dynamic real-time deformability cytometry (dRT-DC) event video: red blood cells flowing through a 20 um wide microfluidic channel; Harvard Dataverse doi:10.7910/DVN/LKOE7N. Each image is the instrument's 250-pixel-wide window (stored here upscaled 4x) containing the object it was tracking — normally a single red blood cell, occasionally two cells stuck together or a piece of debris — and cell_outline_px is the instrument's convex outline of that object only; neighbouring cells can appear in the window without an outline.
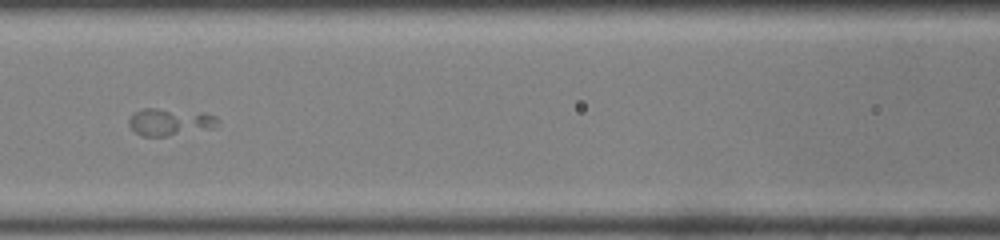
{"species": "common noctule bat (a hibernating species)", "species_latin": "Nyctalus noctula", "temperature_condition": "room temperature", "stored_images_in_passage": 36, "camera_frame_rate_fps": 3000, "um_per_image_px": 0.085, "animal": {"sex": "male", "body_mass_g": 19.0, "forearm_length_mm": 50.8}, "frame": {"image": 1, "passage_image": 9, "time_ms": 2.667, "image_size_px": [1000, 240], "cell_outline_px": [[220, 124], [216, 128], [168, 136], [140, 136], [128, 124], [128, 120], [132, 112], [144, 108], [156, 108], [204, 112], [216, 116], [220, 120]], "centroid_in_image_um": [14.49, 10.36], "position_along_channel_um": 152.1, "area_um2": 14.51}}
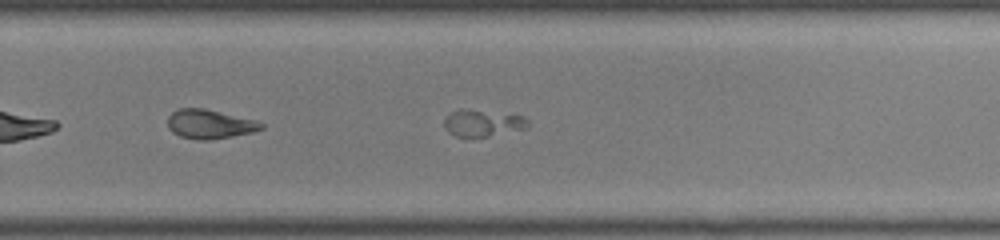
{"frame": {"image": 2, "passage_image": 19, "time_ms": 6.0, "image_size_px": [1000, 240], "cell_outline_px": [[528, 128], [488, 136], [456, 136], [448, 132], [444, 128], [444, 116], [460, 108], [464, 108], [524, 116], [528, 120]], "centroid_in_image_um": [41.0, 10.44], "position_along_channel_um": 288.8, "area_um2": 13.06}}
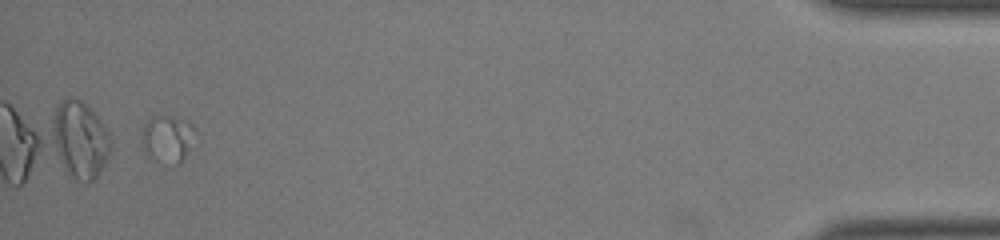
{"frame": {"image": 3, "passage_image": 34, "time_ms": 11.0, "image_size_px": [1000, 240], "cell_outline_px": [[200, 144], [180, 164], [176, 164], [152, 160], [144, 152], [144, 124], [152, 116], [160, 116], [188, 120], [196, 128], [200, 136]], "centroid_in_image_um": [14.44, 11.84], "position_along_channel_um": 420.8, "area_um2": 15.61}}